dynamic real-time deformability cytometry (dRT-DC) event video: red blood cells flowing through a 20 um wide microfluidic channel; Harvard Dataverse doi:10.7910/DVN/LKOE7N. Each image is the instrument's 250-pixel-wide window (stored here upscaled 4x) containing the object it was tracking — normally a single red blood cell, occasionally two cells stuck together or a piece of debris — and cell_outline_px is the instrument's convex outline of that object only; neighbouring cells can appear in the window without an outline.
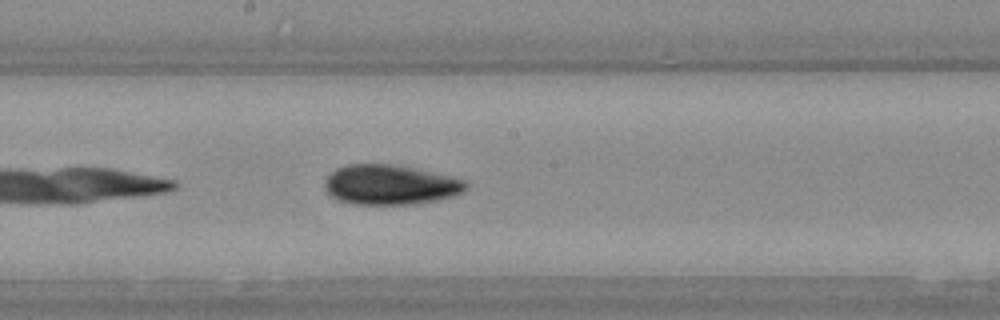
{"species": "Egyptian fruit bat (a non-hibernating species)", "species_latin": "Rousettus aegyptiacus", "temperature_condition": "warm", "stored_images_in_passage": 19, "camera_frame_rate_fps": 3000, "um_per_image_px": 0.085, "animal": {"sex": "female"}, "frame": {"image": 1, "passage_image": 11, "time_ms": 3.333, "image_size_px": [1000, 320], "cell_outline_px": [[468, 188], [464, 192], [440, 200], [416, 204], [352, 204], [340, 200], [332, 196], [324, 188], [324, 180], [336, 168], [348, 164], [396, 164], [448, 176], [464, 180], [468, 184]], "centroid_in_image_um": [33.17, 15.71], "position_along_channel_um": 215.0, "area_um2": 32.83}}